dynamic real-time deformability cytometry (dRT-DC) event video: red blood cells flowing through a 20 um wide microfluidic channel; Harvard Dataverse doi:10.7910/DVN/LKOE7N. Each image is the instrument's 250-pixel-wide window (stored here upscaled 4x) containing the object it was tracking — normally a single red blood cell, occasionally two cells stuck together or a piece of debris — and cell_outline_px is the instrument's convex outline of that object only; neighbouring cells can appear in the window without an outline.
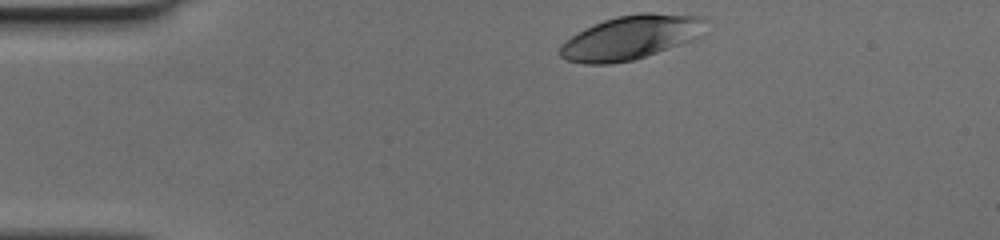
{"species": "human", "species_latin": "Homo sapiens", "temperature_condition": "cold", "stored_images_in_passage": 43, "camera_frame_rate_fps": 3000, "um_per_image_px": 0.085, "donor": {"sex": "female"}, "frame": {"image": 1, "passage_image": 1, "time_ms": 0.0, "image_size_px": [1000, 240], "cell_outline_px": [[708, 20], [704, 36], [632, 60], [612, 64], [584, 64], [564, 60], [560, 56], [560, 44], [572, 36], [604, 20], [616, 16], [640, 12], [652, 12], [704, 16]], "centroid_in_image_um": [53.69, 3.17], "position_along_channel_um": 31.3, "area_um2": 37.57}}
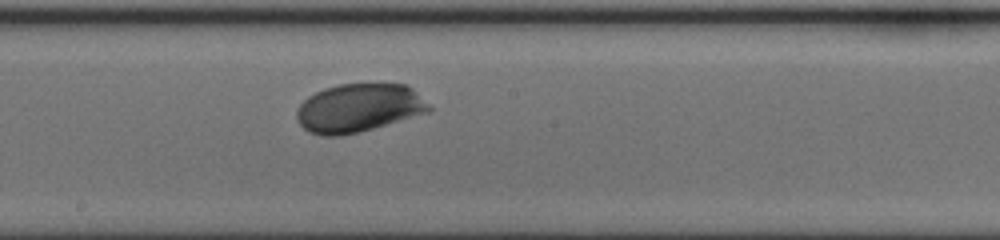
{"frame": {"image": 2, "passage_image": 20, "time_ms": 6.333, "image_size_px": [1000, 240], "cell_outline_px": [[432, 108], [428, 112], [372, 128], [340, 136], [320, 136], [308, 132], [296, 120], [296, 108], [308, 96], [324, 88], [340, 84], [408, 84]], "centroid_in_image_um": [30.44, 9.18], "position_along_channel_um": 217.8, "area_um2": 37.11}}
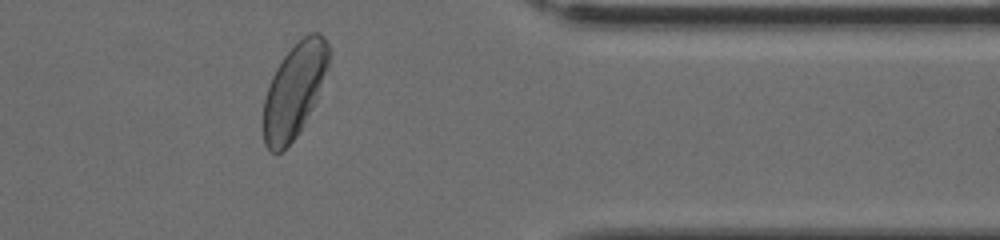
{"frame": {"image": 3, "passage_image": 34, "time_ms": 11.0, "image_size_px": [1000, 240], "cell_outline_px": [[328, 64], [316, 100], [296, 136], [280, 152], [272, 152], [264, 144], [264, 100], [272, 76], [276, 68], [284, 56], [308, 32], [320, 32], [324, 36], [328, 44]], "centroid_in_image_um": [25.01, 7.66], "position_along_channel_um": 386.4, "area_um2": 34.85}}